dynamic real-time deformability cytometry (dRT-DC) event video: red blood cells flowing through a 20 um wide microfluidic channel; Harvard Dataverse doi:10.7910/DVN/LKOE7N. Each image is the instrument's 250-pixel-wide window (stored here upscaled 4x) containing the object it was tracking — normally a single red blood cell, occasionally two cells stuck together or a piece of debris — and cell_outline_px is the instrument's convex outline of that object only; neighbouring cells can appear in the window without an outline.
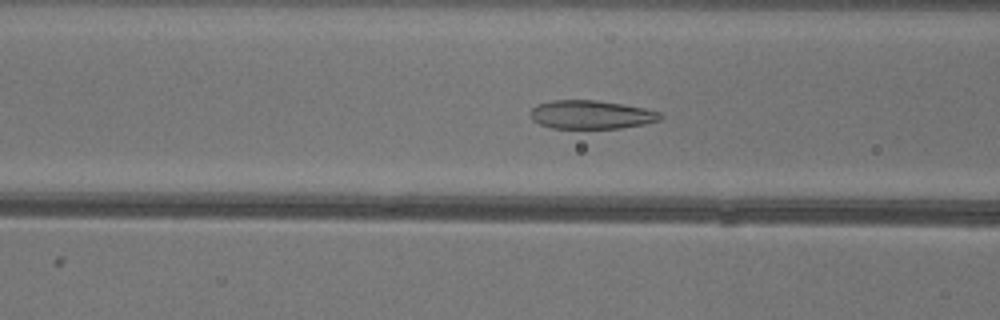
{"species": "common noctule bat (a hibernating species)", "species_latin": "Nyctalus noctula", "temperature_condition": "warm", "stored_images_in_passage": 50, "camera_frame_rate_fps": 3000, "um_per_image_px": 0.085, "animal": {"sex": "female"}, "frame": {"image": 1, "passage_image": 19, "time_ms": 6.0, "image_size_px": [1000, 320], "cell_outline_px": [[664, 116], [660, 120], [644, 124], [620, 128], [552, 128], [540, 124], [532, 120], [528, 112], [536, 104], [552, 100], [596, 100], [624, 104], [644, 108], [660, 112]], "centroid_in_image_um": [50.23, 9.74], "position_along_channel_um": 116.4, "area_um2": 21.79}}
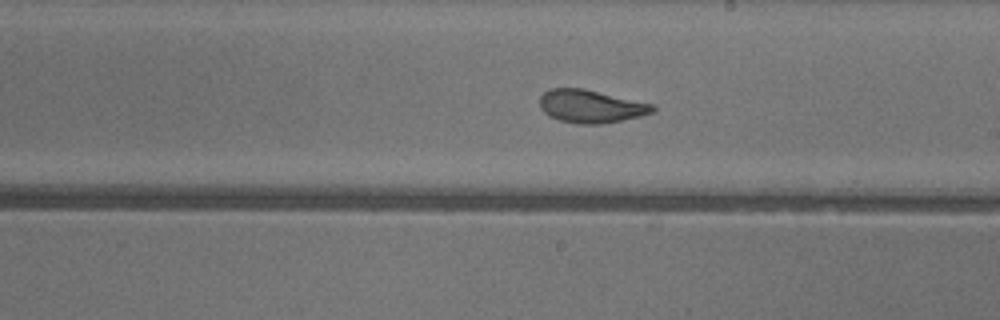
{"frame": {"image": 2, "passage_image": 28, "time_ms": 9.0, "image_size_px": [1000, 320], "cell_outline_px": [[656, 112], [640, 116], [600, 124], [580, 124], [560, 120], [548, 116], [540, 108], [540, 96], [544, 92], [552, 88], [584, 88], [652, 104], [656, 108]], "centroid_in_image_um": [50.21, 9.03], "position_along_channel_um": 238.8, "area_um2": 21.62}}
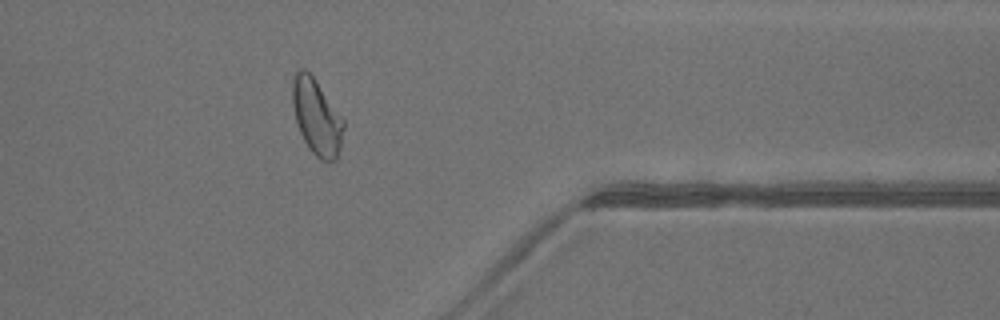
{"frame": {"image": 3, "passage_image": 40, "time_ms": 13.0, "image_size_px": [1000, 320], "cell_outline_px": [[344, 128], [340, 148], [336, 160], [328, 164], [320, 160], [308, 148], [300, 132], [296, 120], [292, 104], [292, 80], [296, 72], [300, 68], [304, 68], [316, 80], [344, 120]], "centroid_in_image_um": [26.92, 9.97], "position_along_channel_um": 384.5, "area_um2": 22.66}, "authors_computed_cell_mechanics": {"area_um2": 23.2356, "velocity_mm_per_s": 4.0777, "shape_relaxation_time_tau1_ms": 8.2081, "shape_relaxation_time_tau2_ms": 1.0466, "deformation_change_tau1": 0.2229, "deformation_change_tau2": 0.0778}}